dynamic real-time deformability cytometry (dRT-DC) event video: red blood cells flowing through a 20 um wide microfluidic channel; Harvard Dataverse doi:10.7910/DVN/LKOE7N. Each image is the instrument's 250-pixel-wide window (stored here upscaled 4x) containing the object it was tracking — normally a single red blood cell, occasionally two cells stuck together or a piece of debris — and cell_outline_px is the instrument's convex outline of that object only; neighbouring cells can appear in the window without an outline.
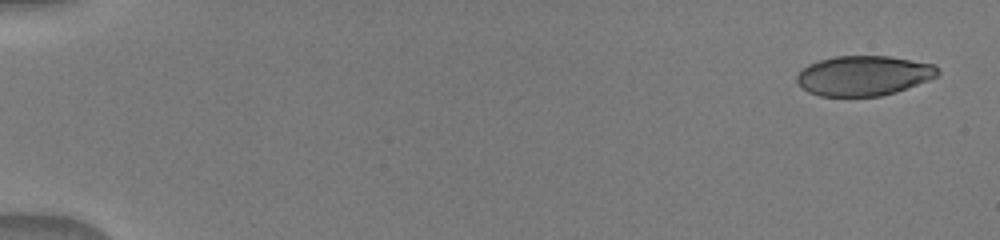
{"species": "human", "species_latin": "Homo sapiens", "temperature_condition": "warm", "stored_images_in_passage": 8, "camera_frame_rate_fps": 3000, "um_per_image_px": 0.085, "donor": {"sex": "male"}, "frame": {"image": 1, "passage_image": 1, "time_ms": 0.0, "image_size_px": [1000, 240], "cell_outline_px": [[940, 76], [896, 92], [880, 96], [820, 96], [808, 92], [796, 80], [796, 76], [808, 64], [820, 60], [836, 56], [888, 56], [936, 64], [940, 72]], "centroid_in_image_um": [73.46, 6.43], "position_along_channel_um": 11.5, "area_um2": 32.83}}
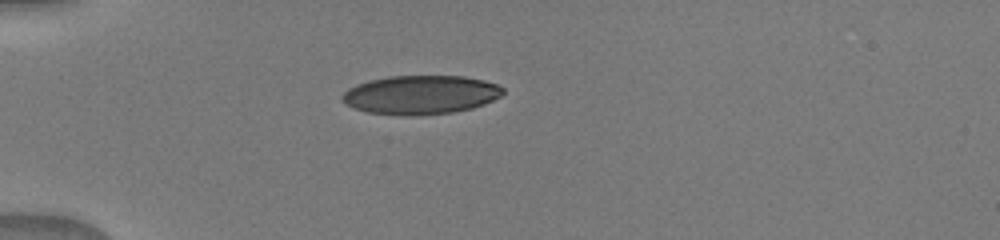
{"frame": {"image": 2, "passage_image": 6, "time_ms": 4.333, "image_size_px": [1000, 240], "cell_outline_px": [[504, 92], [500, 96], [484, 104], [472, 108], [452, 112], [368, 112], [352, 108], [340, 96], [348, 88], [356, 84], [368, 80], [388, 76], [464, 76], [484, 80], [496, 84], [504, 88]], "centroid_in_image_um": [35.78, 7.99], "position_along_channel_um": 49.2, "area_um2": 35.14}}
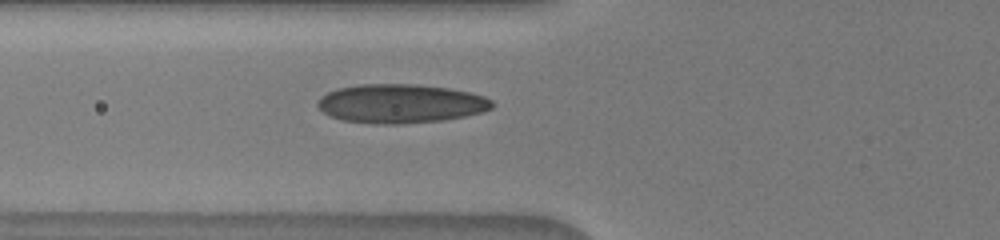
{"frame": {"image": 3, "passage_image": 8, "time_ms": 6.0, "image_size_px": [1000, 240], "cell_outline_px": [[492, 108], [484, 112], [444, 120], [400, 124], [376, 124], [344, 120], [332, 116], [324, 112], [316, 104], [316, 100], [320, 96], [336, 88], [360, 84], [416, 84], [448, 88], [472, 92], [484, 96], [492, 100]], "centroid_in_image_um": [34.06, 8.8], "position_along_channel_um": 91.7, "area_um2": 39.77}}